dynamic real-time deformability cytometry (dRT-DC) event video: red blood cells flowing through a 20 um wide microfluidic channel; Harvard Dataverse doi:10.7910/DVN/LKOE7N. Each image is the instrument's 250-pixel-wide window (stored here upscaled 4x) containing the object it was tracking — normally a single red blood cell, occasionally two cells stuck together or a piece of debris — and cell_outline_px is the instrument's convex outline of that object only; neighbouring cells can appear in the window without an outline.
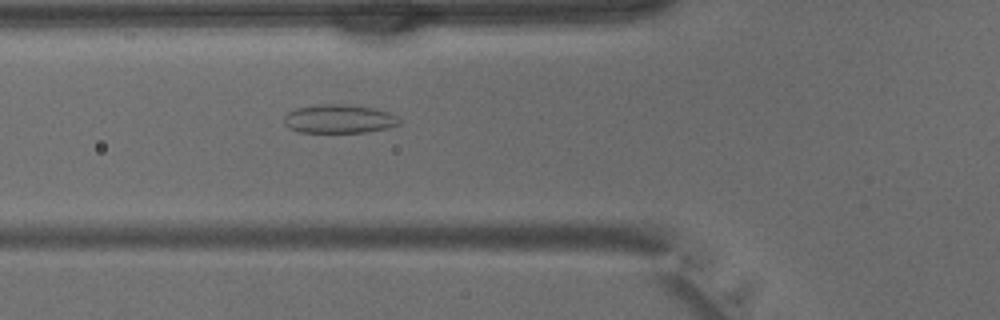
{"species": "common noctule bat (a hibernating species)", "species_latin": "Nyctalus noctula", "temperature_condition": "warm", "stored_images_in_passage": 38, "camera_frame_rate_fps": 3000, "um_per_image_px": 0.085, "animal": {"sex": "male", "body_mass_g": 15.6}, "frame": {"image": 1, "passage_image": 12, "time_ms": 3.667, "image_size_px": [1000, 320], "cell_outline_px": [[400, 124], [388, 128], [368, 132], [296, 132], [288, 128], [284, 124], [284, 116], [288, 112], [296, 108], [320, 104], [348, 104], [372, 108], [388, 112], [396, 116], [400, 120]], "centroid_in_image_um": [28.8, 10.11], "position_along_channel_um": 97.0, "area_um2": 19.36}}
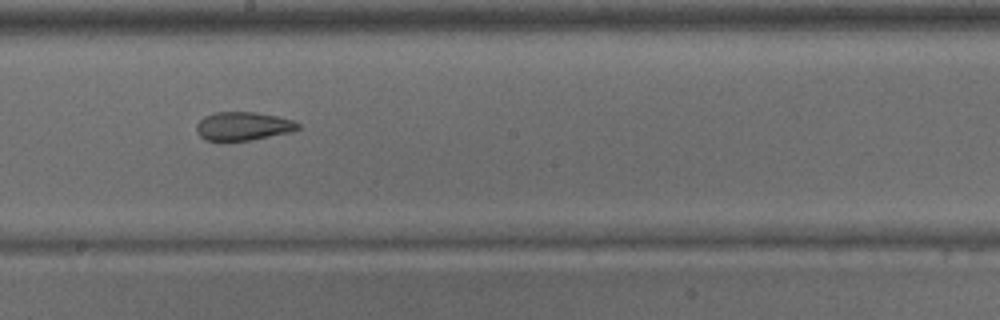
{"frame": {"image": 2, "passage_image": 20, "time_ms": 6.333, "image_size_px": [1000, 320], "cell_outline_px": [[300, 128], [296, 132], [252, 140], [204, 140], [196, 132], [196, 124], [204, 116], [216, 112], [256, 112], [276, 116], [292, 120], [300, 124]], "centroid_in_image_um": [20.7, 10.73], "position_along_channel_um": 227.5, "area_um2": 17.05}}
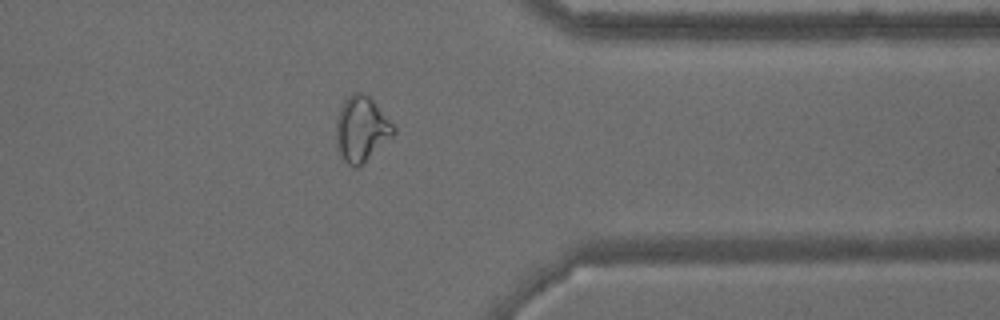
{"frame": {"image": 3, "passage_image": 30, "time_ms": 9.667, "image_size_px": [1000, 320], "cell_outline_px": [[396, 132], [392, 136], [356, 168], [352, 168], [344, 160], [340, 152], [336, 140], [336, 120], [340, 108], [344, 100], [352, 92], [360, 92], [368, 96], [372, 100], [396, 128]], "centroid_in_image_um": [30.7, 10.94], "position_along_channel_um": 380.7, "area_um2": 21.27}}